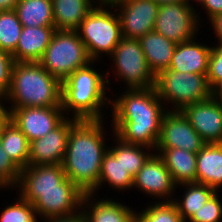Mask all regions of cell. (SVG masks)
<instances>
[{
    "label": "cell",
    "mask_w": 222,
    "mask_h": 222,
    "mask_svg": "<svg viewBox=\"0 0 222 222\" xmlns=\"http://www.w3.org/2000/svg\"><path fill=\"white\" fill-rule=\"evenodd\" d=\"M111 99V128L123 142L156 148L161 122L167 111L155 87L125 89Z\"/></svg>",
    "instance_id": "6da1fadb"
},
{
    "label": "cell",
    "mask_w": 222,
    "mask_h": 222,
    "mask_svg": "<svg viewBox=\"0 0 222 222\" xmlns=\"http://www.w3.org/2000/svg\"><path fill=\"white\" fill-rule=\"evenodd\" d=\"M105 123L104 120H77L70 127L62 166L67 178L85 194L97 196L102 159L110 145L106 143Z\"/></svg>",
    "instance_id": "7a4b0ae2"
},
{
    "label": "cell",
    "mask_w": 222,
    "mask_h": 222,
    "mask_svg": "<svg viewBox=\"0 0 222 222\" xmlns=\"http://www.w3.org/2000/svg\"><path fill=\"white\" fill-rule=\"evenodd\" d=\"M95 63L96 61H92L77 69L62 81L61 107L66 117L73 113L70 116L77 120L104 119L105 114L102 112L105 110L102 109L111 104L112 97L108 98L106 95L111 89V77L110 72L105 70L102 73L95 69Z\"/></svg>",
    "instance_id": "3957f363"
},
{
    "label": "cell",
    "mask_w": 222,
    "mask_h": 222,
    "mask_svg": "<svg viewBox=\"0 0 222 222\" xmlns=\"http://www.w3.org/2000/svg\"><path fill=\"white\" fill-rule=\"evenodd\" d=\"M61 93L62 82L39 62H15L4 109L61 106Z\"/></svg>",
    "instance_id": "277c9868"
},
{
    "label": "cell",
    "mask_w": 222,
    "mask_h": 222,
    "mask_svg": "<svg viewBox=\"0 0 222 222\" xmlns=\"http://www.w3.org/2000/svg\"><path fill=\"white\" fill-rule=\"evenodd\" d=\"M115 11L114 6L96 4L77 29L92 61H100L106 55L109 57L123 38L120 19Z\"/></svg>",
    "instance_id": "5b68a950"
},
{
    "label": "cell",
    "mask_w": 222,
    "mask_h": 222,
    "mask_svg": "<svg viewBox=\"0 0 222 222\" xmlns=\"http://www.w3.org/2000/svg\"><path fill=\"white\" fill-rule=\"evenodd\" d=\"M155 89L166 110H169L167 105H173L172 111H182L188 105L212 97L206 75L177 72L169 68L155 77Z\"/></svg>",
    "instance_id": "8992f818"
},
{
    "label": "cell",
    "mask_w": 222,
    "mask_h": 222,
    "mask_svg": "<svg viewBox=\"0 0 222 222\" xmlns=\"http://www.w3.org/2000/svg\"><path fill=\"white\" fill-rule=\"evenodd\" d=\"M92 62L77 30H56L39 63L61 82Z\"/></svg>",
    "instance_id": "52a82bcc"
},
{
    "label": "cell",
    "mask_w": 222,
    "mask_h": 222,
    "mask_svg": "<svg viewBox=\"0 0 222 222\" xmlns=\"http://www.w3.org/2000/svg\"><path fill=\"white\" fill-rule=\"evenodd\" d=\"M111 68L118 81L125 82V89L155 87V76L149 70L139 39L122 38L109 56Z\"/></svg>",
    "instance_id": "ba28073f"
},
{
    "label": "cell",
    "mask_w": 222,
    "mask_h": 222,
    "mask_svg": "<svg viewBox=\"0 0 222 222\" xmlns=\"http://www.w3.org/2000/svg\"><path fill=\"white\" fill-rule=\"evenodd\" d=\"M194 6L191 2L159 5L153 31L176 44L195 38L201 33V18Z\"/></svg>",
    "instance_id": "9c48e42d"
},
{
    "label": "cell",
    "mask_w": 222,
    "mask_h": 222,
    "mask_svg": "<svg viewBox=\"0 0 222 222\" xmlns=\"http://www.w3.org/2000/svg\"><path fill=\"white\" fill-rule=\"evenodd\" d=\"M31 203L40 221L47 218L68 216L82 209L85 195L81 190L19 191ZM43 219V220H42Z\"/></svg>",
    "instance_id": "30bf717a"
},
{
    "label": "cell",
    "mask_w": 222,
    "mask_h": 222,
    "mask_svg": "<svg viewBox=\"0 0 222 222\" xmlns=\"http://www.w3.org/2000/svg\"><path fill=\"white\" fill-rule=\"evenodd\" d=\"M4 110L6 116L24 133L29 142L44 137L66 118L61 106Z\"/></svg>",
    "instance_id": "8fae6325"
},
{
    "label": "cell",
    "mask_w": 222,
    "mask_h": 222,
    "mask_svg": "<svg viewBox=\"0 0 222 222\" xmlns=\"http://www.w3.org/2000/svg\"><path fill=\"white\" fill-rule=\"evenodd\" d=\"M205 144L181 111L169 109L164 113L156 148H181L198 153Z\"/></svg>",
    "instance_id": "7c38bea8"
},
{
    "label": "cell",
    "mask_w": 222,
    "mask_h": 222,
    "mask_svg": "<svg viewBox=\"0 0 222 222\" xmlns=\"http://www.w3.org/2000/svg\"><path fill=\"white\" fill-rule=\"evenodd\" d=\"M120 19L122 36L140 39L153 31L159 5L152 0H123L114 5Z\"/></svg>",
    "instance_id": "4fadbf2b"
},
{
    "label": "cell",
    "mask_w": 222,
    "mask_h": 222,
    "mask_svg": "<svg viewBox=\"0 0 222 222\" xmlns=\"http://www.w3.org/2000/svg\"><path fill=\"white\" fill-rule=\"evenodd\" d=\"M134 189H137L145 195L151 196L153 200L173 201V195L176 193L169 170L163 159L154 153L139 172L133 178ZM156 198V199H155Z\"/></svg>",
    "instance_id": "5bb4252c"
},
{
    "label": "cell",
    "mask_w": 222,
    "mask_h": 222,
    "mask_svg": "<svg viewBox=\"0 0 222 222\" xmlns=\"http://www.w3.org/2000/svg\"><path fill=\"white\" fill-rule=\"evenodd\" d=\"M77 121L66 117L44 137L30 142L29 165L62 164L67 149L70 127Z\"/></svg>",
    "instance_id": "9a60e30c"
},
{
    "label": "cell",
    "mask_w": 222,
    "mask_h": 222,
    "mask_svg": "<svg viewBox=\"0 0 222 222\" xmlns=\"http://www.w3.org/2000/svg\"><path fill=\"white\" fill-rule=\"evenodd\" d=\"M16 188L18 191L80 190L67 178L62 164L22 168Z\"/></svg>",
    "instance_id": "2e32d148"
},
{
    "label": "cell",
    "mask_w": 222,
    "mask_h": 222,
    "mask_svg": "<svg viewBox=\"0 0 222 222\" xmlns=\"http://www.w3.org/2000/svg\"><path fill=\"white\" fill-rule=\"evenodd\" d=\"M205 143H222V106L212 97L181 111Z\"/></svg>",
    "instance_id": "e0dca14e"
},
{
    "label": "cell",
    "mask_w": 222,
    "mask_h": 222,
    "mask_svg": "<svg viewBox=\"0 0 222 222\" xmlns=\"http://www.w3.org/2000/svg\"><path fill=\"white\" fill-rule=\"evenodd\" d=\"M195 39V40H194ZM196 37L177 44L169 69L184 72L206 75L208 73V64L211 44L205 45L203 41L196 42Z\"/></svg>",
    "instance_id": "ac0fdd59"
},
{
    "label": "cell",
    "mask_w": 222,
    "mask_h": 222,
    "mask_svg": "<svg viewBox=\"0 0 222 222\" xmlns=\"http://www.w3.org/2000/svg\"><path fill=\"white\" fill-rule=\"evenodd\" d=\"M94 198L93 194H85L83 197L82 210L85 222H134V208L111 198Z\"/></svg>",
    "instance_id": "d6986e66"
},
{
    "label": "cell",
    "mask_w": 222,
    "mask_h": 222,
    "mask_svg": "<svg viewBox=\"0 0 222 222\" xmlns=\"http://www.w3.org/2000/svg\"><path fill=\"white\" fill-rule=\"evenodd\" d=\"M56 31L54 26L23 27L16 50L15 62H39Z\"/></svg>",
    "instance_id": "ffe728a7"
},
{
    "label": "cell",
    "mask_w": 222,
    "mask_h": 222,
    "mask_svg": "<svg viewBox=\"0 0 222 222\" xmlns=\"http://www.w3.org/2000/svg\"><path fill=\"white\" fill-rule=\"evenodd\" d=\"M171 174L174 184L196 183L197 153L179 148H155Z\"/></svg>",
    "instance_id": "44dd1931"
},
{
    "label": "cell",
    "mask_w": 222,
    "mask_h": 222,
    "mask_svg": "<svg viewBox=\"0 0 222 222\" xmlns=\"http://www.w3.org/2000/svg\"><path fill=\"white\" fill-rule=\"evenodd\" d=\"M196 183L222 187V143H206L197 153Z\"/></svg>",
    "instance_id": "7402d4cb"
},
{
    "label": "cell",
    "mask_w": 222,
    "mask_h": 222,
    "mask_svg": "<svg viewBox=\"0 0 222 222\" xmlns=\"http://www.w3.org/2000/svg\"><path fill=\"white\" fill-rule=\"evenodd\" d=\"M139 40L149 70L155 77L163 70L169 68L177 46L176 43L155 31L146 33Z\"/></svg>",
    "instance_id": "603a6c76"
},
{
    "label": "cell",
    "mask_w": 222,
    "mask_h": 222,
    "mask_svg": "<svg viewBox=\"0 0 222 222\" xmlns=\"http://www.w3.org/2000/svg\"><path fill=\"white\" fill-rule=\"evenodd\" d=\"M96 4V0H52L55 29L77 30Z\"/></svg>",
    "instance_id": "cb8c5ba5"
},
{
    "label": "cell",
    "mask_w": 222,
    "mask_h": 222,
    "mask_svg": "<svg viewBox=\"0 0 222 222\" xmlns=\"http://www.w3.org/2000/svg\"><path fill=\"white\" fill-rule=\"evenodd\" d=\"M0 142L6 154L20 169L29 166L30 142L7 116L0 122Z\"/></svg>",
    "instance_id": "d4e9b609"
},
{
    "label": "cell",
    "mask_w": 222,
    "mask_h": 222,
    "mask_svg": "<svg viewBox=\"0 0 222 222\" xmlns=\"http://www.w3.org/2000/svg\"><path fill=\"white\" fill-rule=\"evenodd\" d=\"M111 132L114 144L108 147V151L116 159H120L124 169L134 178L155 151L148 147L125 143L114 134L113 129Z\"/></svg>",
    "instance_id": "484cf974"
},
{
    "label": "cell",
    "mask_w": 222,
    "mask_h": 222,
    "mask_svg": "<svg viewBox=\"0 0 222 222\" xmlns=\"http://www.w3.org/2000/svg\"><path fill=\"white\" fill-rule=\"evenodd\" d=\"M182 187L185 189L181 199H173L178 212L184 222H188L193 215L199 211L203 205L217 192L210 186L200 183H185L177 185L176 189Z\"/></svg>",
    "instance_id": "4316f807"
},
{
    "label": "cell",
    "mask_w": 222,
    "mask_h": 222,
    "mask_svg": "<svg viewBox=\"0 0 222 222\" xmlns=\"http://www.w3.org/2000/svg\"><path fill=\"white\" fill-rule=\"evenodd\" d=\"M14 10L23 27L54 26L52 0H19Z\"/></svg>",
    "instance_id": "83f0119b"
},
{
    "label": "cell",
    "mask_w": 222,
    "mask_h": 222,
    "mask_svg": "<svg viewBox=\"0 0 222 222\" xmlns=\"http://www.w3.org/2000/svg\"><path fill=\"white\" fill-rule=\"evenodd\" d=\"M107 184L113 190L117 189L116 192L118 190V192L120 190L127 191L133 188V177L124 169L120 159H116L109 151L104 154L102 159L97 192Z\"/></svg>",
    "instance_id": "f1b7e54d"
},
{
    "label": "cell",
    "mask_w": 222,
    "mask_h": 222,
    "mask_svg": "<svg viewBox=\"0 0 222 222\" xmlns=\"http://www.w3.org/2000/svg\"><path fill=\"white\" fill-rule=\"evenodd\" d=\"M23 26L14 9L0 11V50L12 54L17 47Z\"/></svg>",
    "instance_id": "f546056e"
},
{
    "label": "cell",
    "mask_w": 222,
    "mask_h": 222,
    "mask_svg": "<svg viewBox=\"0 0 222 222\" xmlns=\"http://www.w3.org/2000/svg\"><path fill=\"white\" fill-rule=\"evenodd\" d=\"M134 222H184L173 201H159L134 214Z\"/></svg>",
    "instance_id": "4dcf8cb0"
},
{
    "label": "cell",
    "mask_w": 222,
    "mask_h": 222,
    "mask_svg": "<svg viewBox=\"0 0 222 222\" xmlns=\"http://www.w3.org/2000/svg\"><path fill=\"white\" fill-rule=\"evenodd\" d=\"M10 205H7L0 214V222H40L34 206L20 195Z\"/></svg>",
    "instance_id": "1f68e13d"
},
{
    "label": "cell",
    "mask_w": 222,
    "mask_h": 222,
    "mask_svg": "<svg viewBox=\"0 0 222 222\" xmlns=\"http://www.w3.org/2000/svg\"><path fill=\"white\" fill-rule=\"evenodd\" d=\"M21 169L9 158L0 142V190L15 189Z\"/></svg>",
    "instance_id": "d6a6232c"
},
{
    "label": "cell",
    "mask_w": 222,
    "mask_h": 222,
    "mask_svg": "<svg viewBox=\"0 0 222 222\" xmlns=\"http://www.w3.org/2000/svg\"><path fill=\"white\" fill-rule=\"evenodd\" d=\"M222 200L216 192L188 222H221Z\"/></svg>",
    "instance_id": "836d02e7"
},
{
    "label": "cell",
    "mask_w": 222,
    "mask_h": 222,
    "mask_svg": "<svg viewBox=\"0 0 222 222\" xmlns=\"http://www.w3.org/2000/svg\"><path fill=\"white\" fill-rule=\"evenodd\" d=\"M207 79L211 89L222 82V45L215 43L211 47Z\"/></svg>",
    "instance_id": "e575fe53"
},
{
    "label": "cell",
    "mask_w": 222,
    "mask_h": 222,
    "mask_svg": "<svg viewBox=\"0 0 222 222\" xmlns=\"http://www.w3.org/2000/svg\"><path fill=\"white\" fill-rule=\"evenodd\" d=\"M14 63L12 54L0 50V98L2 99L9 92Z\"/></svg>",
    "instance_id": "d590c367"
},
{
    "label": "cell",
    "mask_w": 222,
    "mask_h": 222,
    "mask_svg": "<svg viewBox=\"0 0 222 222\" xmlns=\"http://www.w3.org/2000/svg\"><path fill=\"white\" fill-rule=\"evenodd\" d=\"M194 2H197V7L202 6L201 8L206 11L205 14L206 17L208 16V21L222 14V0H194Z\"/></svg>",
    "instance_id": "8d00e7d4"
},
{
    "label": "cell",
    "mask_w": 222,
    "mask_h": 222,
    "mask_svg": "<svg viewBox=\"0 0 222 222\" xmlns=\"http://www.w3.org/2000/svg\"><path fill=\"white\" fill-rule=\"evenodd\" d=\"M43 222H85V214L81 209L75 214L68 216L52 217L44 219Z\"/></svg>",
    "instance_id": "74e56055"
},
{
    "label": "cell",
    "mask_w": 222,
    "mask_h": 222,
    "mask_svg": "<svg viewBox=\"0 0 222 222\" xmlns=\"http://www.w3.org/2000/svg\"><path fill=\"white\" fill-rule=\"evenodd\" d=\"M213 27V31L218 41L219 45H222V14H219L209 21V24Z\"/></svg>",
    "instance_id": "f35d334b"
},
{
    "label": "cell",
    "mask_w": 222,
    "mask_h": 222,
    "mask_svg": "<svg viewBox=\"0 0 222 222\" xmlns=\"http://www.w3.org/2000/svg\"><path fill=\"white\" fill-rule=\"evenodd\" d=\"M212 98L222 106V82L212 89Z\"/></svg>",
    "instance_id": "ab89813d"
},
{
    "label": "cell",
    "mask_w": 222,
    "mask_h": 222,
    "mask_svg": "<svg viewBox=\"0 0 222 222\" xmlns=\"http://www.w3.org/2000/svg\"><path fill=\"white\" fill-rule=\"evenodd\" d=\"M18 1L19 0H0V11L14 9Z\"/></svg>",
    "instance_id": "60d3db41"
},
{
    "label": "cell",
    "mask_w": 222,
    "mask_h": 222,
    "mask_svg": "<svg viewBox=\"0 0 222 222\" xmlns=\"http://www.w3.org/2000/svg\"><path fill=\"white\" fill-rule=\"evenodd\" d=\"M158 5L169 4V3H178V2H194V0H152Z\"/></svg>",
    "instance_id": "b9f144b4"
},
{
    "label": "cell",
    "mask_w": 222,
    "mask_h": 222,
    "mask_svg": "<svg viewBox=\"0 0 222 222\" xmlns=\"http://www.w3.org/2000/svg\"><path fill=\"white\" fill-rule=\"evenodd\" d=\"M123 0H96L97 4H101V5H111L114 6L116 3H119Z\"/></svg>",
    "instance_id": "7bdbcfd3"
},
{
    "label": "cell",
    "mask_w": 222,
    "mask_h": 222,
    "mask_svg": "<svg viewBox=\"0 0 222 222\" xmlns=\"http://www.w3.org/2000/svg\"><path fill=\"white\" fill-rule=\"evenodd\" d=\"M3 103H4L3 99L0 98V122H1V120L6 116L5 110H4V106H5L6 104H3Z\"/></svg>",
    "instance_id": "ee69618b"
}]
</instances>
